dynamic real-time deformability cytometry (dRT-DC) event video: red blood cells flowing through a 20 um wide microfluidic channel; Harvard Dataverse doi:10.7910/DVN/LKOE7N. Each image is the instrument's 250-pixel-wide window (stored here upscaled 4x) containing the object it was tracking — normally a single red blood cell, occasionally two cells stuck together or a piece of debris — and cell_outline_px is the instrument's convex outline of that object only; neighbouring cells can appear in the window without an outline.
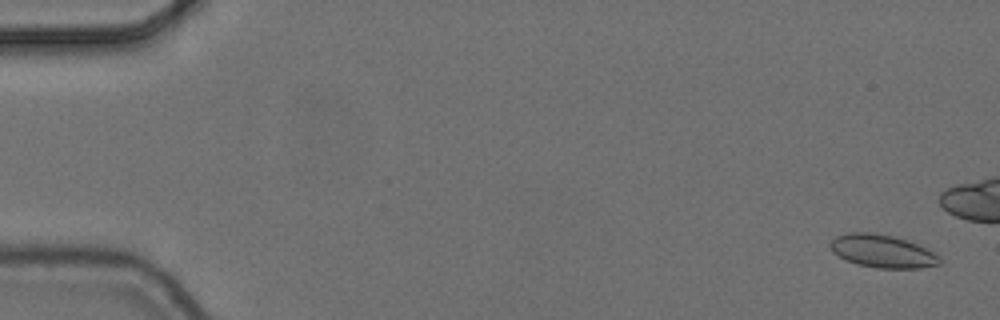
{"species": "common noctule bat (a hibernating species)", "species_latin": "Nyctalus noctula", "temperature_condition": "cold", "stored_images_in_passage": 7, "camera_frame_rate_fps": 3000, "um_per_image_px": 0.085, "animal": {"sex": "female", "body_mass_g": 24.6, "forearm_length_mm": 56.2}, "frame": {"image": 1, "passage_image": 1, "time_ms": 0.0, "image_size_px": [1000, 320], "cell_outline_px": [[940, 264], [920, 268], [876, 268], [856, 264], [844, 260], [832, 252], [828, 244], [836, 236], [848, 232], [868, 232], [892, 236], [916, 244], [932, 252], [940, 260]], "centroid_in_image_um": [74.91, 21.36], "position_along_channel_um": 10.1, "area_um2": 20.81}}